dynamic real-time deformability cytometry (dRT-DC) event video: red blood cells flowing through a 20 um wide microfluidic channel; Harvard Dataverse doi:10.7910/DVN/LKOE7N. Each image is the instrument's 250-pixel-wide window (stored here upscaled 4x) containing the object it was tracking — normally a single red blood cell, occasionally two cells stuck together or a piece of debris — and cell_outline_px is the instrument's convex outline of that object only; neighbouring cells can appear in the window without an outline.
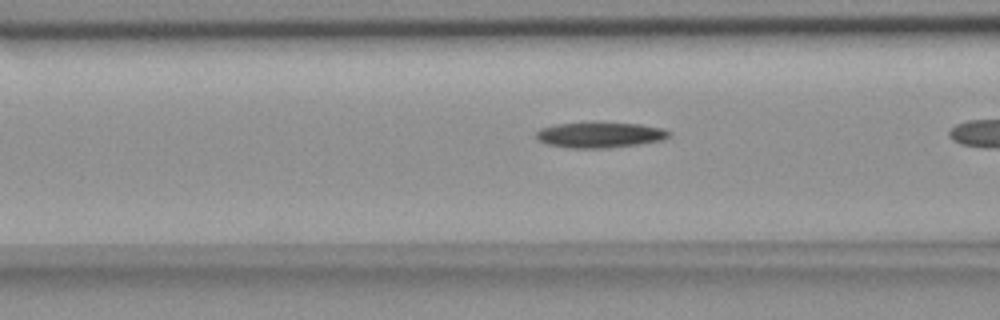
{"species": "common noctule bat (a hibernating species)", "species_latin": "Nyctalus noctula", "temperature_condition": "room temperature", "stored_images_in_passage": 13, "camera_frame_rate_fps": 3000, "um_per_image_px": 0.085, "animal": {"sex": "female", "body_mass_g": 18.4}, "frame": {"image": 1, "passage_image": 8, "time_ms": 2.333, "image_size_px": [1000, 320], "cell_outline_px": [[672, 132], [664, 140], [640, 144], [608, 148], [572, 148], [548, 144], [536, 140], [536, 132], [540, 128], [556, 124], [640, 124], [664, 128]], "centroid_in_image_um": [51.02, 11.49], "position_along_channel_um": 115.6, "area_um2": 19.42}}